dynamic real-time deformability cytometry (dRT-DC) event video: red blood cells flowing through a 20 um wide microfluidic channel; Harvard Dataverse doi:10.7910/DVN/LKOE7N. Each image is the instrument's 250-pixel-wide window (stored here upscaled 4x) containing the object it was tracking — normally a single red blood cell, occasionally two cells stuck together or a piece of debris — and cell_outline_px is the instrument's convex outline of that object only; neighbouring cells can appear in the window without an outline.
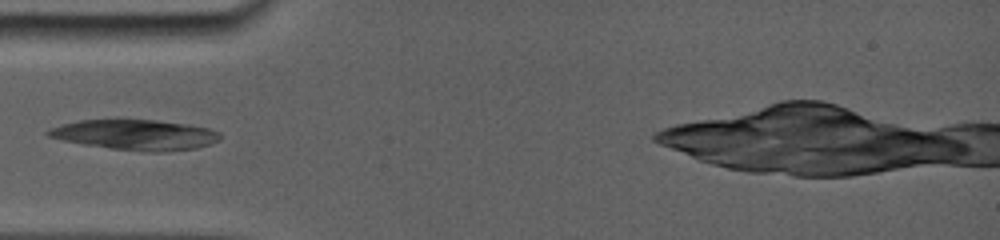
{"species": "common noctule bat (a hibernating species)", "species_latin": "Nyctalus noctula", "temperature_condition": "room temperature", "stored_images_in_passage": 34, "camera_frame_rate_fps": 5000, "um_per_image_px": 0.085, "animal": {"sex": "female", "body_mass_g": 19.0, "forearm_length_mm": 56.7}, "frame": {"image": 1, "passage_image": 1, "time_ms": 0.0, "image_size_px": [1000, 240], "cell_outline_px": [[220, 136], [216, 140], [208, 144], [196, 148], [152, 152], [112, 148], [64, 140], [48, 136], [48, 132], [52, 128], [64, 124], [80, 120], [120, 116], [156, 120], [184, 124], [208, 128], [216, 132]], "centroid_in_image_um": [11.46, 11.4], "position_along_channel_um": 73.5, "area_um2": 30.29}}